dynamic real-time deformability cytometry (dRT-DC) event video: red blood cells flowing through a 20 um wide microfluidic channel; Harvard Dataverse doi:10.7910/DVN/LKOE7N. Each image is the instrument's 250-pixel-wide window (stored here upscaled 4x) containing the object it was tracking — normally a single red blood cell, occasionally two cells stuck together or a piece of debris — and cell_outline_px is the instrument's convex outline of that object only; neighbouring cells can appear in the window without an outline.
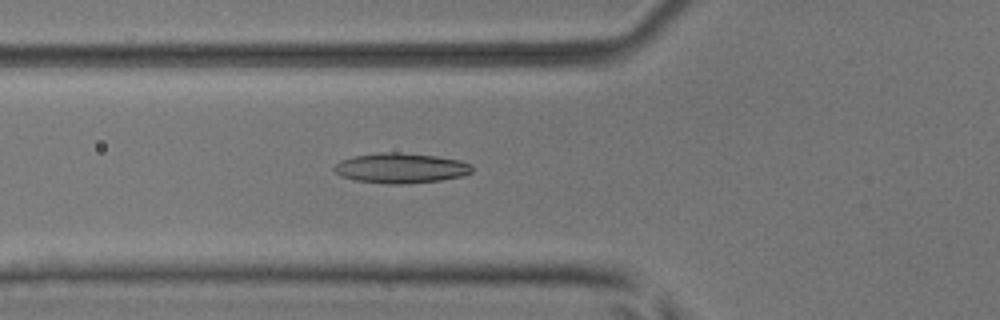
{"species": "common noctule bat (a hibernating species)", "species_latin": "Nyctalus noctula", "temperature_condition": "room temperature", "stored_images_in_passage": 53, "camera_frame_rate_fps": 3000, "um_per_image_px": 0.085, "animal": {"sex": "male", "body_mass_g": 17.9, "forearm_length_mm": 54.2}, "frame": {"image": 1, "passage_image": 20, "time_ms": 6.333, "image_size_px": [1000, 320], "cell_outline_px": [[472, 172], [464, 176], [440, 180], [404, 184], [388, 184], [356, 180], [340, 176], [332, 168], [340, 160], [352, 156], [380, 152], [400, 152], [436, 156], [460, 160], [472, 164]], "centroid_in_image_um": [34.07, 14.28], "position_along_channel_um": 91.7, "area_um2": 24.33}}
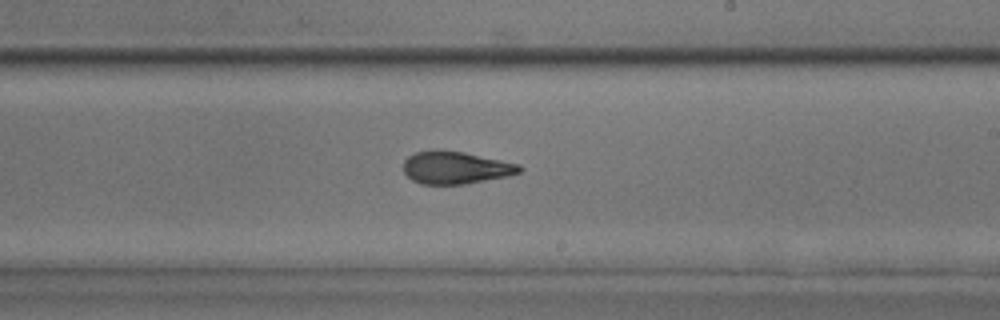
{"frame": {"image": 2, "passage_image": 32, "time_ms": 10.333, "image_size_px": [1000, 320], "cell_outline_px": [[524, 168], [520, 172], [508, 176], [464, 184], [420, 184], [412, 180], [404, 172], [404, 160], [408, 156], [416, 152], [436, 148], [440, 148], [464, 152], [520, 164]], "centroid_in_image_um": [38.72, 14.23], "position_along_channel_um": 250.3, "area_um2": 22.25}}
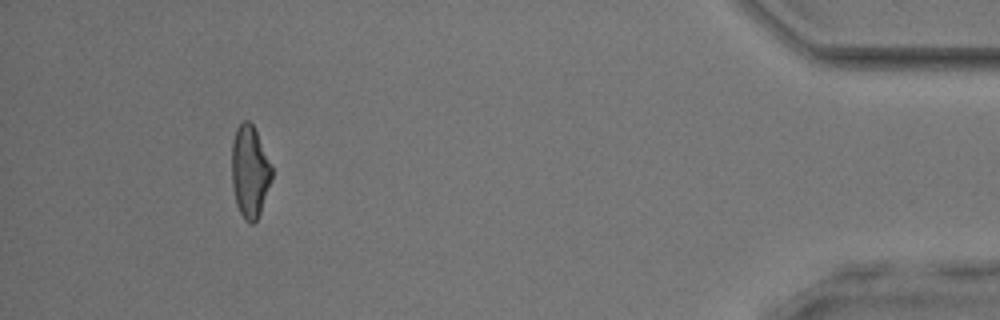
{"frame": {"image": 3, "passage_image": 49, "time_ms": 16.0, "image_size_px": [1000, 320], "cell_outline_px": [[272, 180], [260, 212], [256, 220], [252, 224], [244, 220], [236, 204], [232, 184], [232, 140], [236, 128], [244, 120], [248, 120], [252, 124], [256, 132], [272, 168]], "centroid_in_image_um": [21.22, 14.6], "position_along_channel_um": 414.0, "area_um2": 21.27}, "authors_computed_cell_mechanics": {"area_um2": 22.542, "velocity_mm_per_s": 3.9736, "shape_relaxation_time_tau1_ms": 10.9087, "shape_relaxation_time_tau2_ms": 2.1136, "deformation_change_tau1": 0.24, "deformation_change_tau2": 0.1154}}